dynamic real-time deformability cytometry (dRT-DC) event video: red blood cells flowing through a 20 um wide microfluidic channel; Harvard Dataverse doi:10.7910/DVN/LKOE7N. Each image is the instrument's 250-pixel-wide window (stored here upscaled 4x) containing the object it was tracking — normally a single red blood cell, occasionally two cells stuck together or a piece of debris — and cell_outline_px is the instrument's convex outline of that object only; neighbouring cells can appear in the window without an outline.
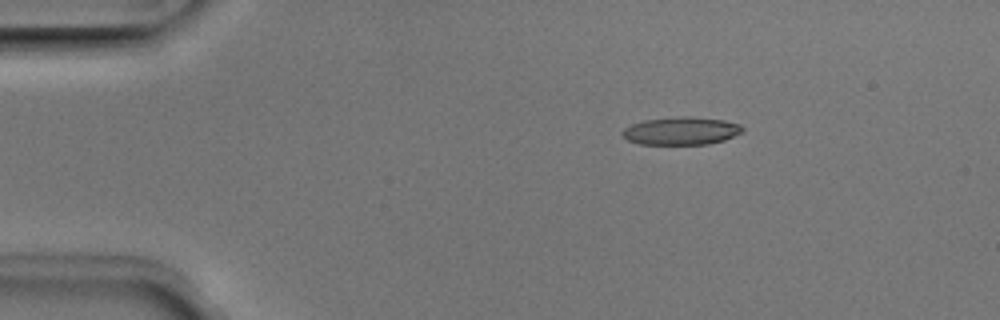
{"species": "Egyptian fruit bat (a non-hibernating species)", "species_latin": "Rousettus aegyptiacus", "temperature_condition": "room temperature", "stored_images_in_passage": 7, "camera_frame_rate_fps": 3000, "um_per_image_px": 0.085, "animal": {"sex": "male"}, "frame": {"image": 1, "passage_image": 3, "time_ms": 0.667, "image_size_px": [1000, 320], "cell_outline_px": [[744, 132], [724, 140], [708, 144], [640, 144], [628, 140], [620, 132], [624, 128], [632, 124], [644, 120], [680, 116], [688, 116], [724, 120], [740, 124], [744, 128]], "centroid_in_image_um": [57.92, 11.12], "position_along_channel_um": 27.1, "area_um2": 19.54}}
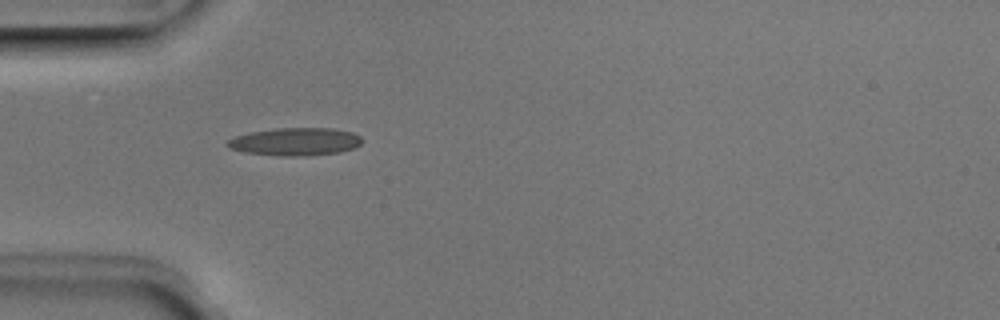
{"frame": {"image": 2, "passage_image": 5, "time_ms": 1.333, "image_size_px": [1000, 320], "cell_outline_px": [[364, 140], [360, 144], [352, 148], [340, 152], [304, 156], [280, 156], [244, 152], [228, 148], [224, 144], [228, 140], [236, 136], [252, 132], [276, 128], [332, 128], [352, 132], [360, 136]], "centroid_in_image_um": [25.09, 12.04], "position_along_channel_um": 59.9, "area_um2": 21.85}}
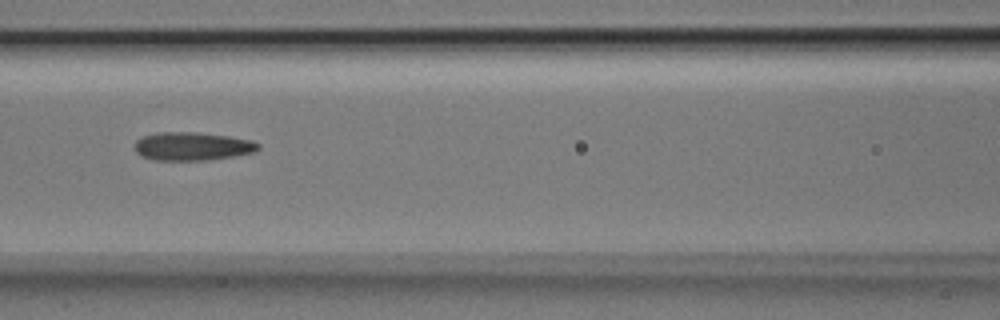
{"frame": {"image": 3, "passage_image": 7, "time_ms": 2.0, "image_size_px": [1000, 320], "cell_outline_px": [[260, 148], [256, 152], [232, 156], [204, 160], [152, 160], [140, 156], [136, 152], [136, 140], [144, 136], [156, 132], [196, 132], [228, 136], [252, 140], [260, 144]], "centroid_in_image_um": [16.35, 12.43], "position_along_channel_um": 150.3, "area_um2": 20.4}}